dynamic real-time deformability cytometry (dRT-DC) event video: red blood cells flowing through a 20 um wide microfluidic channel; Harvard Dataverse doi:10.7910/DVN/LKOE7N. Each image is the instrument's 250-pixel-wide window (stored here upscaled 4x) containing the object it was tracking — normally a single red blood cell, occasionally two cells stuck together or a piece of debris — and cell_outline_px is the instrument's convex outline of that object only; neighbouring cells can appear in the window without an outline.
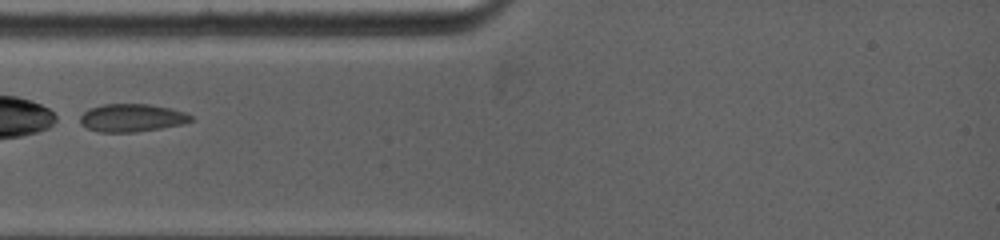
{"species": "common noctule bat (a hibernating species)", "species_latin": "Nyctalus noctula", "temperature_condition": "warm", "stored_images_in_passage": 18, "camera_frame_rate_fps": 5000, "um_per_image_px": 0.085, "animal": {"sex": "female", "body_mass_g": 19.0, "forearm_length_mm": 53.3}, "frame": {"image": 1, "passage_image": 3, "time_ms": 0.6, "image_size_px": [1000, 240], "cell_outline_px": [[192, 120], [184, 124], [136, 132], [100, 132], [88, 128], [80, 124], [80, 116], [84, 112], [92, 108], [104, 104], [148, 104], [168, 108], [184, 112], [192, 116]], "centroid_in_image_um": [11.2, 10.02], "position_along_channel_um": 73.8, "area_um2": 17.8}}